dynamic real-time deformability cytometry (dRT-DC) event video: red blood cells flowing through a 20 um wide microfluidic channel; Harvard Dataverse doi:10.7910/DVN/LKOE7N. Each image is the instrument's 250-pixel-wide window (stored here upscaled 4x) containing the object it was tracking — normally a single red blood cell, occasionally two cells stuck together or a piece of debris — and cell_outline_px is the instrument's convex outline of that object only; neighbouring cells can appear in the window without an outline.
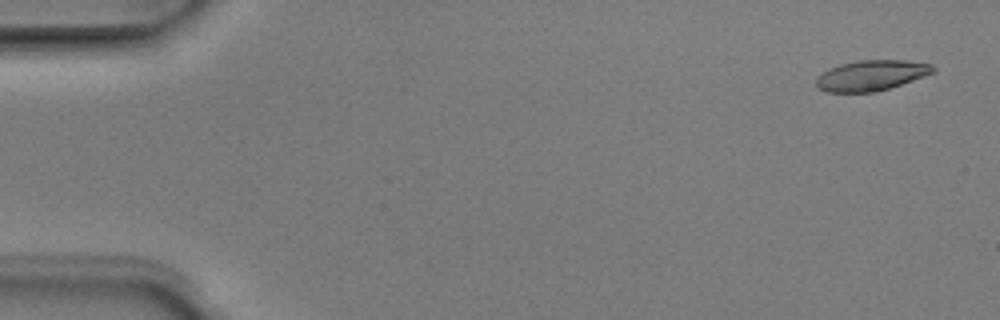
{"species": "Egyptian fruit bat (a non-hibernating species)", "species_latin": "Rousettus aegyptiacus", "temperature_condition": "room temperature", "stored_images_in_passage": 2, "segment_of_instrument_passage": [2, 2], "camera_frame_rate_fps": 3000, "um_per_image_px": 0.085, "animal": {"sex": "male"}, "frame": {"image": 1, "passage_image": 2, "time_ms": 0.333, "image_size_px": [1000, 320], "cell_outline_px": [[936, 72], [876, 92], [828, 92], [816, 88], [816, 76], [828, 68], [840, 64], [860, 60], [904, 60], [932, 64], [936, 68]], "centroid_in_image_um": [74.03, 6.4], "position_along_channel_um": 11.0, "area_um2": 20.81}}